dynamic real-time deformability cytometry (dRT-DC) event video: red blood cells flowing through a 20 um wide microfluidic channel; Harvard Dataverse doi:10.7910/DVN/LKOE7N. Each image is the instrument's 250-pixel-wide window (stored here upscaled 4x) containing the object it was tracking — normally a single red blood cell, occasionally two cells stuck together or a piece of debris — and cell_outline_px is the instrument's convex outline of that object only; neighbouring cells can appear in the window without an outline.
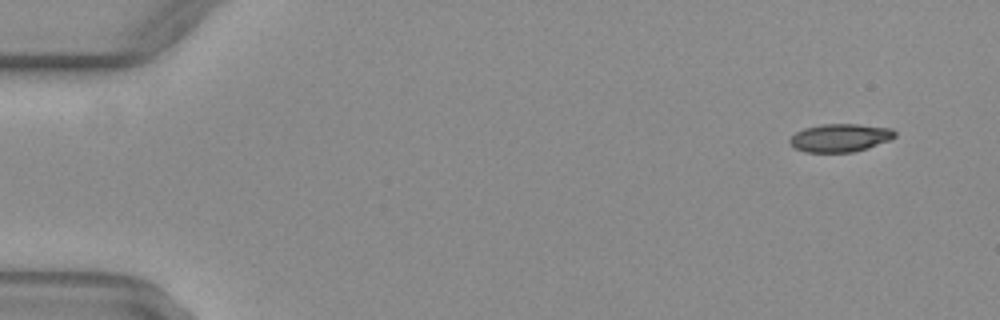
{"species": "common noctule bat (a hibernating species)", "species_latin": "Nyctalus noctula", "temperature_condition": "warm", "stored_images_in_passage": 51, "camera_frame_rate_fps": 3000, "um_per_image_px": 0.085, "animal": {"sex": "female", "body_mass_g": 29.2, "forearm_length_mm": 56.3}, "frame": {"image": 1, "passage_image": 3, "time_ms": 0.667, "image_size_px": [1000, 320], "cell_outline_px": [[896, 136], [892, 140], [868, 148], [852, 152], [804, 152], [796, 148], [788, 140], [796, 132], [804, 128], [824, 124], [856, 124], [892, 128], [896, 132]], "centroid_in_image_um": [71.46, 11.71], "position_along_channel_um": 13.5, "area_um2": 17.22}}
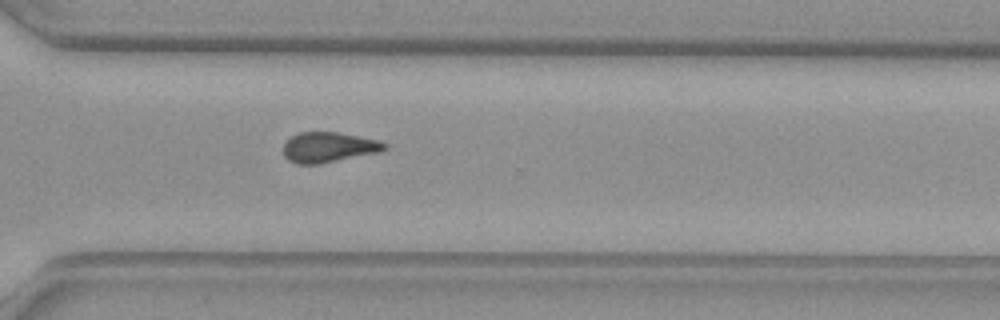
{"frame": {"image": 2, "passage_image": 37, "time_ms": 12.0, "image_size_px": [1000, 320], "cell_outline_px": [[388, 144], [380, 152], [320, 164], [296, 164], [288, 160], [284, 156], [284, 144], [292, 136], [300, 132], [336, 132], [376, 140]], "centroid_in_image_um": [27.9, 12.53], "position_along_channel_um": 342.7, "area_um2": 17.63}}
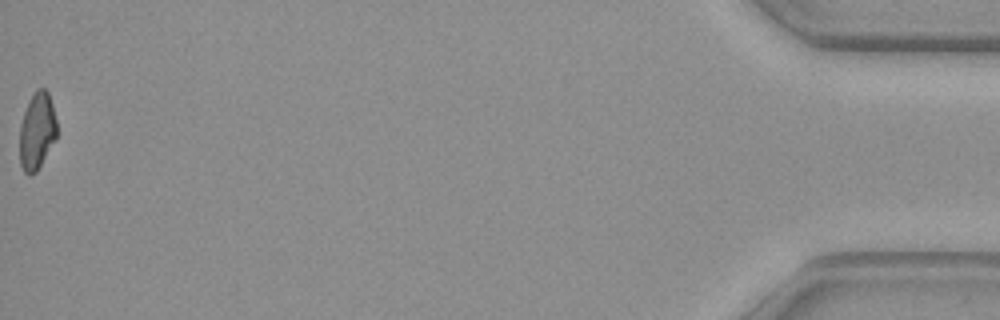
{"frame": {"image": 3, "passage_image": 51, "time_ms": 16.667, "image_size_px": [1000, 320], "cell_outline_px": [[56, 140], [36, 172], [28, 176], [24, 172], [20, 164], [20, 124], [24, 112], [36, 88], [44, 88], [48, 92], [52, 104], [56, 120]], "centroid_in_image_um": [3.14, 11.16], "position_along_channel_um": 432.1, "area_um2": 16.65}, "authors_computed_cell_mechanics": {"area_um2": 17.8602, "velocity_mm_per_s": 4.0884, "shape_relaxation_time_tau1_ms": null, "shape_relaxation_time_tau2_ms": 7.6511, "deformation_change_tau1": null, "deformation_change_tau2": 0.1712}}